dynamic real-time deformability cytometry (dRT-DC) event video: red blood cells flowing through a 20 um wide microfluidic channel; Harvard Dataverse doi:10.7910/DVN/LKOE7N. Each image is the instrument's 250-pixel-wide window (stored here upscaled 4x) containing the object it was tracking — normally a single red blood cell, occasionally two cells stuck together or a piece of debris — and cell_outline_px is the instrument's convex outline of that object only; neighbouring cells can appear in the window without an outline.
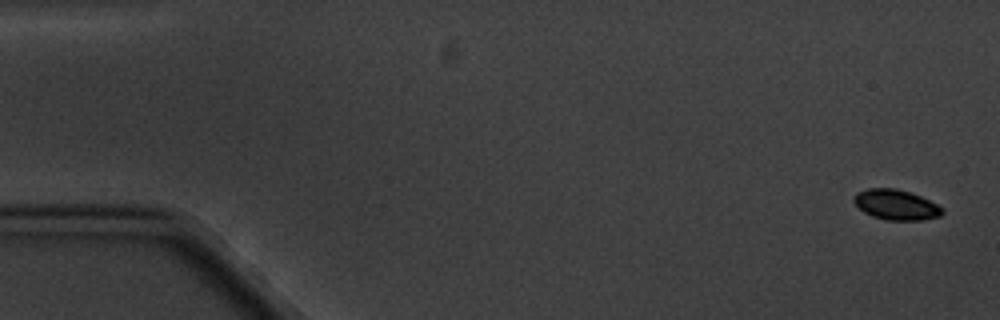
{"species": "common noctule bat (a hibernating species)", "species_latin": "Nyctalus noctula", "temperature_condition": "cold", "stored_images_in_passage": 5, "camera_frame_rate_fps": 3000, "um_per_image_px": 0.085, "animal": {"sex": "male", "body_mass_g": 20.1, "forearm_length_mm": 53.5}, "frame": {"image": 1, "passage_image": 1, "time_ms": 0.0, "image_size_px": [1000, 320], "cell_outline_px": [[944, 212], [940, 216], [920, 220], [884, 220], [872, 216], [864, 212], [852, 200], [856, 192], [868, 188], [896, 188], [920, 196], [944, 208]], "centroid_in_image_um": [76.15, 17.4], "position_along_channel_um": 8.9, "area_um2": 15.55}}
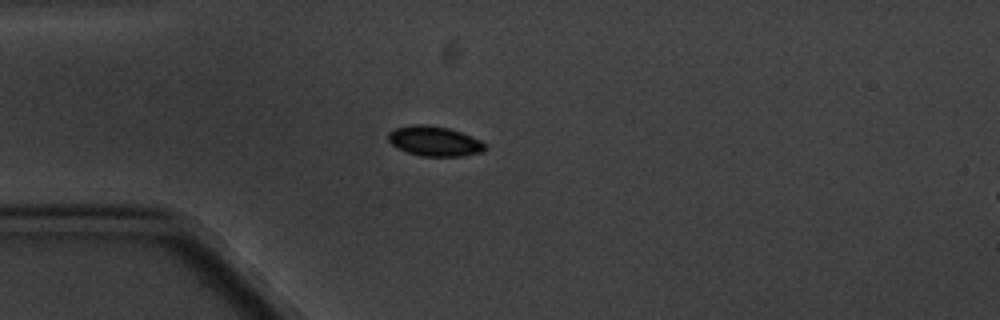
{"frame": {"image": 2, "passage_image": 5, "time_ms": 4.667, "image_size_px": [1000, 320], "cell_outline_px": [[484, 148], [480, 152], [460, 156], [420, 156], [396, 148], [388, 140], [388, 132], [396, 128], [416, 124], [428, 124], [448, 128], [460, 132], [480, 140], [484, 144]], "centroid_in_image_um": [36.87, 11.99], "position_along_channel_um": 48.1, "area_um2": 16.65}}